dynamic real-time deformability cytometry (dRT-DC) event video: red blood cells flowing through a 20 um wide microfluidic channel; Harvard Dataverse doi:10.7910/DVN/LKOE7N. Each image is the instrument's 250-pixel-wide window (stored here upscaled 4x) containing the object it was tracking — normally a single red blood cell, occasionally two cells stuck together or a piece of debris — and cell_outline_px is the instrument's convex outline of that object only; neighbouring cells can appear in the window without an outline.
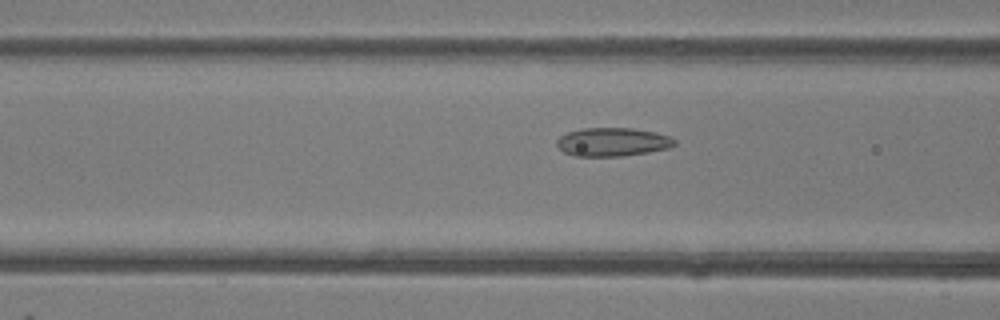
{"species": "common noctule bat (a hibernating species)", "species_latin": "Nyctalus noctula", "temperature_condition": "room temperature", "stored_images_in_passage": 15, "camera_frame_rate_fps": 3000, "um_per_image_px": 0.085, "animal": {"sex": "female"}, "frame": {"image": 1, "passage_image": 13, "time_ms": 4.0, "image_size_px": [1000, 320], "cell_outline_px": [[676, 144], [668, 148], [648, 152], [620, 156], [576, 156], [564, 152], [556, 144], [556, 140], [560, 136], [568, 132], [580, 128], [632, 128], [656, 132], [668, 136], [676, 140]], "centroid_in_image_um": [52.06, 12.06], "position_along_channel_um": 114.5, "area_um2": 19.54}}